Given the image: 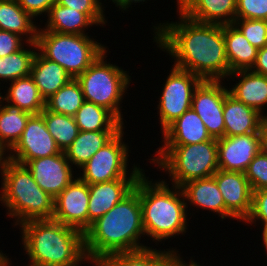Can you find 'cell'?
<instances>
[{"label": "cell", "instance_id": "obj_1", "mask_svg": "<svg viewBox=\"0 0 267 266\" xmlns=\"http://www.w3.org/2000/svg\"><path fill=\"white\" fill-rule=\"evenodd\" d=\"M178 20L156 22L152 42L169 55L173 66L202 80H223L230 74L226 56L224 25L200 23L176 9ZM166 21V22H165Z\"/></svg>", "mask_w": 267, "mask_h": 266}, {"label": "cell", "instance_id": "obj_2", "mask_svg": "<svg viewBox=\"0 0 267 266\" xmlns=\"http://www.w3.org/2000/svg\"><path fill=\"white\" fill-rule=\"evenodd\" d=\"M145 239L140 205V178L135 188L84 233V250L104 261L107 257L151 247Z\"/></svg>", "mask_w": 267, "mask_h": 266}, {"label": "cell", "instance_id": "obj_3", "mask_svg": "<svg viewBox=\"0 0 267 266\" xmlns=\"http://www.w3.org/2000/svg\"><path fill=\"white\" fill-rule=\"evenodd\" d=\"M144 172L140 177V205L145 238L159 245L188 232L186 200L181 187H169L167 179H150ZM160 179V180H159ZM152 240V241H151ZM166 240V241H165ZM164 241V242H162Z\"/></svg>", "mask_w": 267, "mask_h": 266}, {"label": "cell", "instance_id": "obj_4", "mask_svg": "<svg viewBox=\"0 0 267 266\" xmlns=\"http://www.w3.org/2000/svg\"><path fill=\"white\" fill-rule=\"evenodd\" d=\"M24 255L32 266H61L84 252V234L54 219L31 220L17 227Z\"/></svg>", "mask_w": 267, "mask_h": 266}, {"label": "cell", "instance_id": "obj_5", "mask_svg": "<svg viewBox=\"0 0 267 266\" xmlns=\"http://www.w3.org/2000/svg\"><path fill=\"white\" fill-rule=\"evenodd\" d=\"M0 177V203L14 221L13 228L27 221L53 218L54 198L39 187L25 165L9 159Z\"/></svg>", "mask_w": 267, "mask_h": 266}, {"label": "cell", "instance_id": "obj_6", "mask_svg": "<svg viewBox=\"0 0 267 266\" xmlns=\"http://www.w3.org/2000/svg\"><path fill=\"white\" fill-rule=\"evenodd\" d=\"M149 163L181 187L194 179L212 177L219 169L217 139L188 145H160Z\"/></svg>", "mask_w": 267, "mask_h": 266}, {"label": "cell", "instance_id": "obj_7", "mask_svg": "<svg viewBox=\"0 0 267 266\" xmlns=\"http://www.w3.org/2000/svg\"><path fill=\"white\" fill-rule=\"evenodd\" d=\"M106 49L76 80L79 82L84 99L109 110L120 122H124L121 105L126 98L132 76L118 64L107 61ZM125 96V97H124Z\"/></svg>", "mask_w": 267, "mask_h": 266}, {"label": "cell", "instance_id": "obj_8", "mask_svg": "<svg viewBox=\"0 0 267 266\" xmlns=\"http://www.w3.org/2000/svg\"><path fill=\"white\" fill-rule=\"evenodd\" d=\"M38 51L48 60L58 63L76 79L108 46L93 35H74L38 30Z\"/></svg>", "mask_w": 267, "mask_h": 266}, {"label": "cell", "instance_id": "obj_9", "mask_svg": "<svg viewBox=\"0 0 267 266\" xmlns=\"http://www.w3.org/2000/svg\"><path fill=\"white\" fill-rule=\"evenodd\" d=\"M125 128L126 126L78 170L80 173L78 172L77 176L81 180L88 184H95L114 179H139L146 172L138 162L137 164L135 162L132 167L129 165V157L132 155H129L130 146L125 143Z\"/></svg>", "mask_w": 267, "mask_h": 266}, {"label": "cell", "instance_id": "obj_10", "mask_svg": "<svg viewBox=\"0 0 267 266\" xmlns=\"http://www.w3.org/2000/svg\"><path fill=\"white\" fill-rule=\"evenodd\" d=\"M167 74L156 107L160 133L191 108L193 92L202 81L197 75L173 65Z\"/></svg>", "mask_w": 267, "mask_h": 266}, {"label": "cell", "instance_id": "obj_11", "mask_svg": "<svg viewBox=\"0 0 267 266\" xmlns=\"http://www.w3.org/2000/svg\"><path fill=\"white\" fill-rule=\"evenodd\" d=\"M228 93V85L223 80H202L193 92L191 107L214 139L224 137L223 107Z\"/></svg>", "mask_w": 267, "mask_h": 266}, {"label": "cell", "instance_id": "obj_12", "mask_svg": "<svg viewBox=\"0 0 267 266\" xmlns=\"http://www.w3.org/2000/svg\"><path fill=\"white\" fill-rule=\"evenodd\" d=\"M62 151L48 132L44 118L32 115L27 121L20 140L9 151V159L22 165L30 160L56 155Z\"/></svg>", "mask_w": 267, "mask_h": 266}, {"label": "cell", "instance_id": "obj_13", "mask_svg": "<svg viewBox=\"0 0 267 266\" xmlns=\"http://www.w3.org/2000/svg\"><path fill=\"white\" fill-rule=\"evenodd\" d=\"M89 184L76 176L73 181L54 198L53 218L83 234L88 230Z\"/></svg>", "mask_w": 267, "mask_h": 266}, {"label": "cell", "instance_id": "obj_14", "mask_svg": "<svg viewBox=\"0 0 267 266\" xmlns=\"http://www.w3.org/2000/svg\"><path fill=\"white\" fill-rule=\"evenodd\" d=\"M213 177L225 202V219L243 224L252 208V189L245 174L218 169Z\"/></svg>", "mask_w": 267, "mask_h": 266}, {"label": "cell", "instance_id": "obj_15", "mask_svg": "<svg viewBox=\"0 0 267 266\" xmlns=\"http://www.w3.org/2000/svg\"><path fill=\"white\" fill-rule=\"evenodd\" d=\"M39 187L56 198L77 176L62 151L59 154L30 160L25 165Z\"/></svg>", "mask_w": 267, "mask_h": 266}, {"label": "cell", "instance_id": "obj_16", "mask_svg": "<svg viewBox=\"0 0 267 266\" xmlns=\"http://www.w3.org/2000/svg\"><path fill=\"white\" fill-rule=\"evenodd\" d=\"M217 148L220 170L244 173L260 152L258 133L224 136L217 139Z\"/></svg>", "mask_w": 267, "mask_h": 266}, {"label": "cell", "instance_id": "obj_17", "mask_svg": "<svg viewBox=\"0 0 267 266\" xmlns=\"http://www.w3.org/2000/svg\"><path fill=\"white\" fill-rule=\"evenodd\" d=\"M138 179H114L107 182L89 184L88 229L92 223L109 212L126 197Z\"/></svg>", "mask_w": 267, "mask_h": 266}, {"label": "cell", "instance_id": "obj_18", "mask_svg": "<svg viewBox=\"0 0 267 266\" xmlns=\"http://www.w3.org/2000/svg\"><path fill=\"white\" fill-rule=\"evenodd\" d=\"M225 80L236 82L228 88L230 95L267 117V76L251 70H241L230 73Z\"/></svg>", "mask_w": 267, "mask_h": 266}, {"label": "cell", "instance_id": "obj_19", "mask_svg": "<svg viewBox=\"0 0 267 266\" xmlns=\"http://www.w3.org/2000/svg\"><path fill=\"white\" fill-rule=\"evenodd\" d=\"M177 9L200 23L228 25L236 18L237 0H176Z\"/></svg>", "mask_w": 267, "mask_h": 266}, {"label": "cell", "instance_id": "obj_20", "mask_svg": "<svg viewBox=\"0 0 267 266\" xmlns=\"http://www.w3.org/2000/svg\"><path fill=\"white\" fill-rule=\"evenodd\" d=\"M181 189L185 196L187 209L189 208L188 213L196 207L197 211L199 209L207 210L209 213H215V216L218 214L220 221L225 220V202L213 176L188 181L181 186Z\"/></svg>", "mask_w": 267, "mask_h": 266}, {"label": "cell", "instance_id": "obj_21", "mask_svg": "<svg viewBox=\"0 0 267 266\" xmlns=\"http://www.w3.org/2000/svg\"><path fill=\"white\" fill-rule=\"evenodd\" d=\"M161 145H188L212 140L202 119L191 107L162 133Z\"/></svg>", "mask_w": 267, "mask_h": 266}, {"label": "cell", "instance_id": "obj_22", "mask_svg": "<svg viewBox=\"0 0 267 266\" xmlns=\"http://www.w3.org/2000/svg\"><path fill=\"white\" fill-rule=\"evenodd\" d=\"M223 116L225 122L224 136L258 133L264 118L257 110L238 101L229 93L224 99Z\"/></svg>", "mask_w": 267, "mask_h": 266}, {"label": "cell", "instance_id": "obj_23", "mask_svg": "<svg viewBox=\"0 0 267 266\" xmlns=\"http://www.w3.org/2000/svg\"><path fill=\"white\" fill-rule=\"evenodd\" d=\"M6 86L2 88H7L5 95L0 91V99L4 103L32 115L40 114L45 108V100L41 97L31 75L9 82Z\"/></svg>", "mask_w": 267, "mask_h": 266}, {"label": "cell", "instance_id": "obj_24", "mask_svg": "<svg viewBox=\"0 0 267 266\" xmlns=\"http://www.w3.org/2000/svg\"><path fill=\"white\" fill-rule=\"evenodd\" d=\"M30 75L45 101L73 79L63 67L48 60L39 51L34 56Z\"/></svg>", "mask_w": 267, "mask_h": 266}, {"label": "cell", "instance_id": "obj_25", "mask_svg": "<svg viewBox=\"0 0 267 266\" xmlns=\"http://www.w3.org/2000/svg\"><path fill=\"white\" fill-rule=\"evenodd\" d=\"M45 21V26L40 25L39 30L74 35H88V28L97 26L85 13L57 3L51 7Z\"/></svg>", "mask_w": 267, "mask_h": 266}, {"label": "cell", "instance_id": "obj_26", "mask_svg": "<svg viewBox=\"0 0 267 266\" xmlns=\"http://www.w3.org/2000/svg\"><path fill=\"white\" fill-rule=\"evenodd\" d=\"M118 132L119 131H79L72 144L64 151V154L75 171L78 172V170Z\"/></svg>", "mask_w": 267, "mask_h": 266}, {"label": "cell", "instance_id": "obj_27", "mask_svg": "<svg viewBox=\"0 0 267 266\" xmlns=\"http://www.w3.org/2000/svg\"><path fill=\"white\" fill-rule=\"evenodd\" d=\"M36 24L38 21L25 12L17 0H0V30L16 33L27 42H36L40 27Z\"/></svg>", "mask_w": 267, "mask_h": 266}, {"label": "cell", "instance_id": "obj_28", "mask_svg": "<svg viewBox=\"0 0 267 266\" xmlns=\"http://www.w3.org/2000/svg\"><path fill=\"white\" fill-rule=\"evenodd\" d=\"M224 40L230 73L251 70L258 49L233 24L224 25Z\"/></svg>", "mask_w": 267, "mask_h": 266}, {"label": "cell", "instance_id": "obj_29", "mask_svg": "<svg viewBox=\"0 0 267 266\" xmlns=\"http://www.w3.org/2000/svg\"><path fill=\"white\" fill-rule=\"evenodd\" d=\"M74 118L79 131H120L125 126L106 108L87 101Z\"/></svg>", "mask_w": 267, "mask_h": 266}, {"label": "cell", "instance_id": "obj_30", "mask_svg": "<svg viewBox=\"0 0 267 266\" xmlns=\"http://www.w3.org/2000/svg\"><path fill=\"white\" fill-rule=\"evenodd\" d=\"M37 51L36 42H27L20 50L5 57H0V91L5 83L7 85L9 82L30 75Z\"/></svg>", "mask_w": 267, "mask_h": 266}, {"label": "cell", "instance_id": "obj_31", "mask_svg": "<svg viewBox=\"0 0 267 266\" xmlns=\"http://www.w3.org/2000/svg\"><path fill=\"white\" fill-rule=\"evenodd\" d=\"M32 114L4 103L0 99V143L9 152L20 140Z\"/></svg>", "mask_w": 267, "mask_h": 266}, {"label": "cell", "instance_id": "obj_32", "mask_svg": "<svg viewBox=\"0 0 267 266\" xmlns=\"http://www.w3.org/2000/svg\"><path fill=\"white\" fill-rule=\"evenodd\" d=\"M84 102L85 99L79 82L76 79H71L45 101V108L50 112L74 117Z\"/></svg>", "mask_w": 267, "mask_h": 266}, {"label": "cell", "instance_id": "obj_33", "mask_svg": "<svg viewBox=\"0 0 267 266\" xmlns=\"http://www.w3.org/2000/svg\"><path fill=\"white\" fill-rule=\"evenodd\" d=\"M40 115L44 118L48 132L61 151H65L77 137L79 129L73 116L50 112L46 108Z\"/></svg>", "mask_w": 267, "mask_h": 266}, {"label": "cell", "instance_id": "obj_34", "mask_svg": "<svg viewBox=\"0 0 267 266\" xmlns=\"http://www.w3.org/2000/svg\"><path fill=\"white\" fill-rule=\"evenodd\" d=\"M256 49L267 46V21L235 19L232 23Z\"/></svg>", "mask_w": 267, "mask_h": 266}, {"label": "cell", "instance_id": "obj_35", "mask_svg": "<svg viewBox=\"0 0 267 266\" xmlns=\"http://www.w3.org/2000/svg\"><path fill=\"white\" fill-rule=\"evenodd\" d=\"M56 3L85 13L98 27L104 28L108 23L106 7L100 0H56Z\"/></svg>", "mask_w": 267, "mask_h": 266}, {"label": "cell", "instance_id": "obj_36", "mask_svg": "<svg viewBox=\"0 0 267 266\" xmlns=\"http://www.w3.org/2000/svg\"><path fill=\"white\" fill-rule=\"evenodd\" d=\"M103 266H153V244L143 250L111 255L103 261Z\"/></svg>", "mask_w": 267, "mask_h": 266}, {"label": "cell", "instance_id": "obj_37", "mask_svg": "<svg viewBox=\"0 0 267 266\" xmlns=\"http://www.w3.org/2000/svg\"><path fill=\"white\" fill-rule=\"evenodd\" d=\"M253 191L267 189V156L259 152L244 172Z\"/></svg>", "mask_w": 267, "mask_h": 266}, {"label": "cell", "instance_id": "obj_38", "mask_svg": "<svg viewBox=\"0 0 267 266\" xmlns=\"http://www.w3.org/2000/svg\"><path fill=\"white\" fill-rule=\"evenodd\" d=\"M243 223L252 228L260 224L262 228H267V189L252 192L251 212Z\"/></svg>", "mask_w": 267, "mask_h": 266}, {"label": "cell", "instance_id": "obj_39", "mask_svg": "<svg viewBox=\"0 0 267 266\" xmlns=\"http://www.w3.org/2000/svg\"><path fill=\"white\" fill-rule=\"evenodd\" d=\"M235 19L267 21V0H237Z\"/></svg>", "mask_w": 267, "mask_h": 266}, {"label": "cell", "instance_id": "obj_40", "mask_svg": "<svg viewBox=\"0 0 267 266\" xmlns=\"http://www.w3.org/2000/svg\"><path fill=\"white\" fill-rule=\"evenodd\" d=\"M161 248V249H160ZM158 250L153 246V266H184V256L178 253L180 249L169 247Z\"/></svg>", "mask_w": 267, "mask_h": 266}, {"label": "cell", "instance_id": "obj_41", "mask_svg": "<svg viewBox=\"0 0 267 266\" xmlns=\"http://www.w3.org/2000/svg\"><path fill=\"white\" fill-rule=\"evenodd\" d=\"M17 2L19 6L35 20H41V17H47L51 7L56 3V0H17Z\"/></svg>", "mask_w": 267, "mask_h": 266}, {"label": "cell", "instance_id": "obj_42", "mask_svg": "<svg viewBox=\"0 0 267 266\" xmlns=\"http://www.w3.org/2000/svg\"><path fill=\"white\" fill-rule=\"evenodd\" d=\"M27 41L20 35L0 30V57H5L20 50Z\"/></svg>", "mask_w": 267, "mask_h": 266}, {"label": "cell", "instance_id": "obj_43", "mask_svg": "<svg viewBox=\"0 0 267 266\" xmlns=\"http://www.w3.org/2000/svg\"><path fill=\"white\" fill-rule=\"evenodd\" d=\"M251 71L260 75L267 76V46L258 49L256 61Z\"/></svg>", "mask_w": 267, "mask_h": 266}, {"label": "cell", "instance_id": "obj_44", "mask_svg": "<svg viewBox=\"0 0 267 266\" xmlns=\"http://www.w3.org/2000/svg\"><path fill=\"white\" fill-rule=\"evenodd\" d=\"M88 263V264H87ZM84 266V264H87L88 266L91 264L92 266H103V261L92 254L88 252H84L78 259H76L74 262L61 265V266Z\"/></svg>", "mask_w": 267, "mask_h": 266}, {"label": "cell", "instance_id": "obj_45", "mask_svg": "<svg viewBox=\"0 0 267 266\" xmlns=\"http://www.w3.org/2000/svg\"><path fill=\"white\" fill-rule=\"evenodd\" d=\"M101 3L103 0H100ZM112 2L113 4H115V7H117V9L119 8L118 11L121 10V12H128L130 10V8L132 9V5H137V3H139V5L141 4H145L147 3V1H151V0H109L108 2ZM145 2V3H144ZM104 3H107L106 0H104L103 5H105Z\"/></svg>", "mask_w": 267, "mask_h": 266}, {"label": "cell", "instance_id": "obj_46", "mask_svg": "<svg viewBox=\"0 0 267 266\" xmlns=\"http://www.w3.org/2000/svg\"><path fill=\"white\" fill-rule=\"evenodd\" d=\"M260 152L267 156V117L261 121L258 131Z\"/></svg>", "mask_w": 267, "mask_h": 266}, {"label": "cell", "instance_id": "obj_47", "mask_svg": "<svg viewBox=\"0 0 267 266\" xmlns=\"http://www.w3.org/2000/svg\"><path fill=\"white\" fill-rule=\"evenodd\" d=\"M9 160V152L7 149L0 143V175L4 169L5 164Z\"/></svg>", "mask_w": 267, "mask_h": 266}, {"label": "cell", "instance_id": "obj_48", "mask_svg": "<svg viewBox=\"0 0 267 266\" xmlns=\"http://www.w3.org/2000/svg\"><path fill=\"white\" fill-rule=\"evenodd\" d=\"M261 239L262 240V248L264 247V255L267 257V228H261Z\"/></svg>", "mask_w": 267, "mask_h": 266}, {"label": "cell", "instance_id": "obj_49", "mask_svg": "<svg viewBox=\"0 0 267 266\" xmlns=\"http://www.w3.org/2000/svg\"><path fill=\"white\" fill-rule=\"evenodd\" d=\"M11 260H12V257L9 258L8 255H5V257H4V259H3L2 263H1V266H12L14 263H12ZM24 266H32V265L27 264V265H24Z\"/></svg>", "mask_w": 267, "mask_h": 266}, {"label": "cell", "instance_id": "obj_50", "mask_svg": "<svg viewBox=\"0 0 267 266\" xmlns=\"http://www.w3.org/2000/svg\"><path fill=\"white\" fill-rule=\"evenodd\" d=\"M188 261H186V259L184 260V266H204L203 263L202 265L199 264V262H197V260H194L193 257H190V260Z\"/></svg>", "mask_w": 267, "mask_h": 266}, {"label": "cell", "instance_id": "obj_51", "mask_svg": "<svg viewBox=\"0 0 267 266\" xmlns=\"http://www.w3.org/2000/svg\"><path fill=\"white\" fill-rule=\"evenodd\" d=\"M7 253H3L2 252V250H0V266H1V263H2V261H3V259H4V257H5V255H6Z\"/></svg>", "mask_w": 267, "mask_h": 266}]
</instances>
